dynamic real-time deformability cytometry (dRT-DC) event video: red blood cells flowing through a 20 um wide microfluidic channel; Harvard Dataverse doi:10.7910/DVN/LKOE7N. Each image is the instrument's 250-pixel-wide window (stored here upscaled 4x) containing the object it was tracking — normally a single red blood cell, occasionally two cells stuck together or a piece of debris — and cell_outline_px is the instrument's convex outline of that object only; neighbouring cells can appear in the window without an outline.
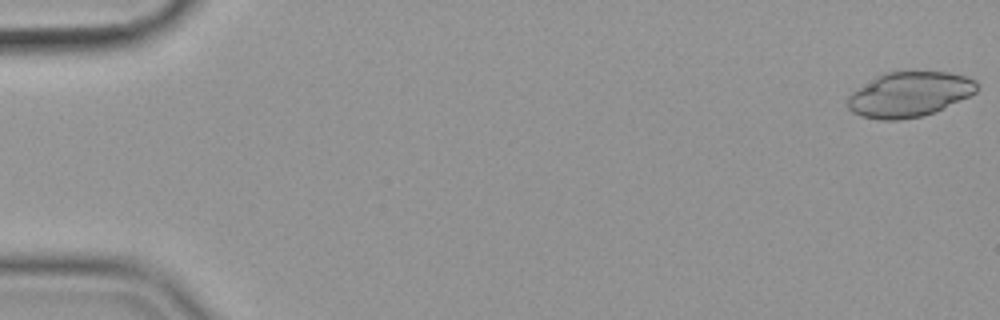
{"species": "common noctule bat (a hibernating species)", "species_latin": "Nyctalus noctula", "temperature_condition": "cold", "stored_images_in_passage": 11, "camera_frame_rate_fps": 3000, "um_per_image_px": 0.085, "animal": {"sex": "female", "body_mass_g": 19.9}, "frame": {"image": 1, "passage_image": 1, "time_ms": 0.0, "image_size_px": [1000, 320], "cell_outline_px": [[976, 92], [936, 112], [920, 116], [900, 120], [880, 120], [860, 116], [852, 112], [848, 108], [848, 96], [852, 92], [880, 72], [948, 72], [964, 76], [976, 80]], "centroid_in_image_um": [77.25, 8.02], "position_along_channel_um": 7.8, "area_um2": 33.87}}